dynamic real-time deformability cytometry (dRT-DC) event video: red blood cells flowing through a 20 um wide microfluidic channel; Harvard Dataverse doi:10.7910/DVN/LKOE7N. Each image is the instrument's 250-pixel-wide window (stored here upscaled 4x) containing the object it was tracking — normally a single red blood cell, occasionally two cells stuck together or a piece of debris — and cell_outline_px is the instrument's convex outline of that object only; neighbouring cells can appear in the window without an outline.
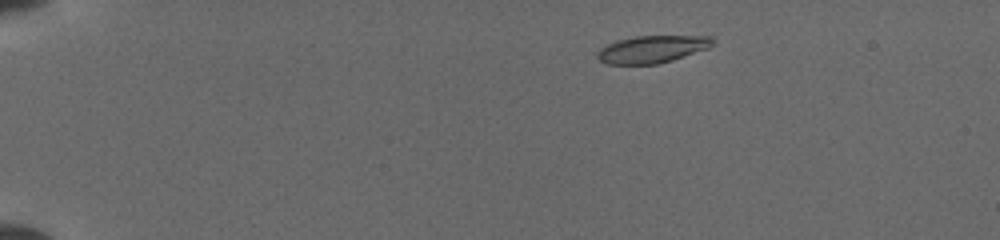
{"species": "common noctule bat (a hibernating species)", "species_latin": "Nyctalus noctula", "temperature_condition": "cold", "stored_images_in_passage": 4, "camera_frame_rate_fps": 3000, "um_per_image_px": 0.085, "animal": {"sex": "female", "body_mass_g": 19.5, "forearm_length_mm": 54.1}, "frame": {"image": 1, "passage_image": 1, "time_ms": 0.0, "image_size_px": [1000, 240], "cell_outline_px": [[716, 40], [708, 48], [672, 60], [656, 64], [608, 64], [600, 60], [596, 56], [596, 52], [600, 48], [616, 40], [636, 36], [712, 36]], "centroid_in_image_um": [55.42, 4.17], "position_along_channel_um": 29.6, "area_um2": 18.32}}